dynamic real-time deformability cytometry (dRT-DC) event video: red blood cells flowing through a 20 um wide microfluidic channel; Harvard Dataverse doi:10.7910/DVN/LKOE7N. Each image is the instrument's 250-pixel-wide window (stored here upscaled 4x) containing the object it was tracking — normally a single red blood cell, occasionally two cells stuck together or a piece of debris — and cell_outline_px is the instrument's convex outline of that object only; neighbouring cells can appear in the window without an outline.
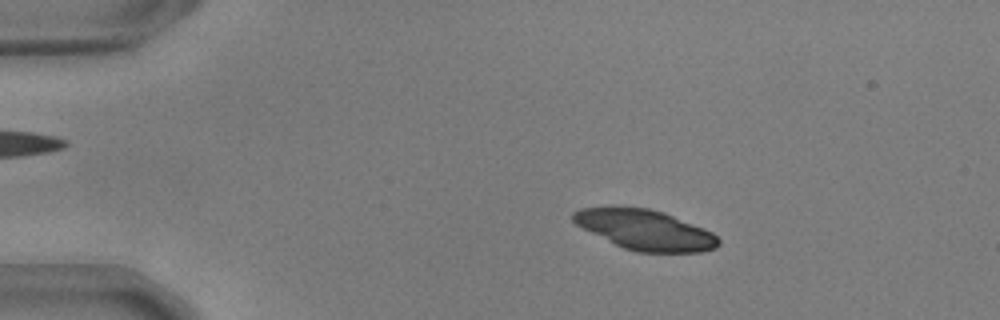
{"species": "common noctule bat (a hibernating species)", "species_latin": "Nyctalus noctula", "temperature_condition": "warm", "stored_images_in_passage": 54, "camera_frame_rate_fps": 3000, "um_per_image_px": 0.085, "animal": {"sex": "male", "body_mass_g": 17.9, "forearm_length_mm": 54.2}, "frame": {"image": 1, "passage_image": 10, "time_ms": 3.0, "image_size_px": [1000, 320], "cell_outline_px": [[720, 244], [716, 248], [700, 252], [636, 252], [624, 248], [576, 224], [572, 220], [572, 212], [580, 208], [612, 204], [616, 204], [648, 208], [664, 212], [704, 228], [712, 232], [720, 240]], "centroid_in_image_um": [54.81, 19.49], "position_along_channel_um": 30.2, "area_um2": 34.39}}